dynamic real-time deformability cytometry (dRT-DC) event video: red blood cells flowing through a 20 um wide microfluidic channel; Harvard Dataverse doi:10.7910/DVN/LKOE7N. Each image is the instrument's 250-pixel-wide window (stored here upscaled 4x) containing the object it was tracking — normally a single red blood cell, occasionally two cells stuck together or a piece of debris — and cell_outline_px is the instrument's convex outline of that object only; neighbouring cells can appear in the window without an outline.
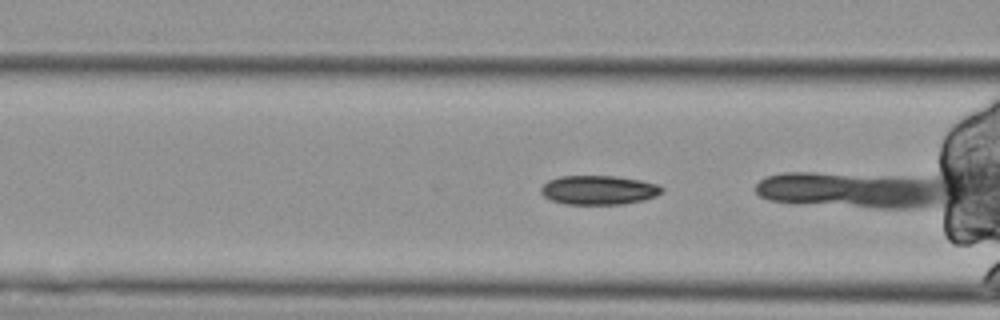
{"species": "Egyptian fruit bat (a non-hibernating species)", "species_latin": "Rousettus aegyptiacus", "temperature_condition": "cold", "stored_images_in_passage": 40, "camera_frame_rate_fps": 3000, "um_per_image_px": 0.085, "animal": {"sex": "female"}, "frame": {"image": 1, "passage_image": 12, "time_ms": 3.667, "image_size_px": [1000, 320], "cell_outline_px": [[664, 192], [656, 196], [644, 200], [624, 204], [568, 204], [552, 200], [544, 196], [540, 192], [540, 188], [548, 180], [560, 176], [612, 176], [640, 180], [656, 184], [664, 188]], "centroid_in_image_um": [50.9, 16.15], "position_along_channel_um": 115.7, "area_um2": 20.52}}
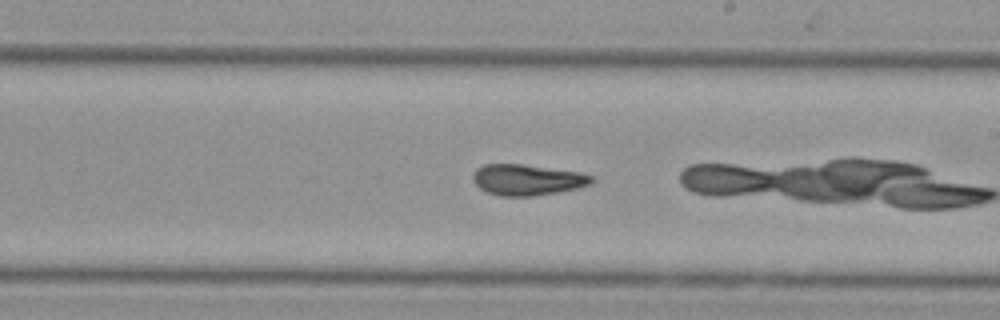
{"frame": {"image": 2, "passage_image": 23, "time_ms": 7.333, "image_size_px": [1000, 320], "cell_outline_px": [[596, 180], [592, 184], [580, 188], [560, 192], [532, 196], [500, 196], [488, 192], [480, 188], [472, 180], [472, 176], [476, 168], [484, 164], [520, 164], [580, 172], [592, 176]], "centroid_in_image_um": [44.85, 15.29], "position_along_channel_um": 244.2, "area_um2": 21.56}}